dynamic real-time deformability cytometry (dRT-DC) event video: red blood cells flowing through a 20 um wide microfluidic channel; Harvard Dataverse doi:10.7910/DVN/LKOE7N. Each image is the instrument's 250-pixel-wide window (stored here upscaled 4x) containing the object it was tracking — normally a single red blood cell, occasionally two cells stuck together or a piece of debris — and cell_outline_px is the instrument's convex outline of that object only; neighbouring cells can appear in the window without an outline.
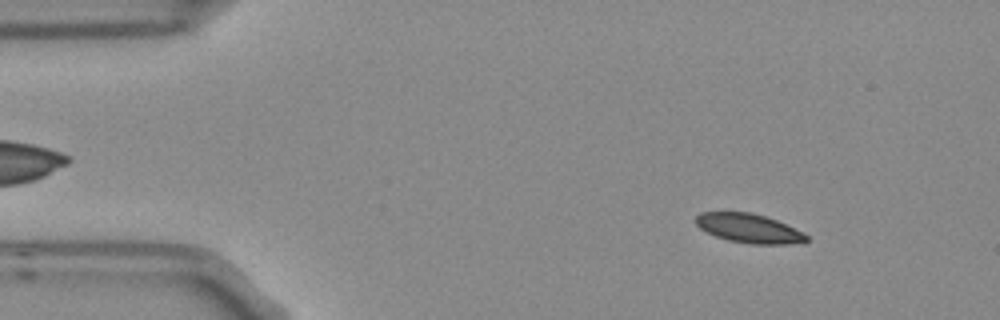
{"species": "Egyptian fruit bat (a non-hibernating species)", "species_latin": "Rousettus aegyptiacus", "temperature_condition": "room temperature", "stored_images_in_passage": 3, "camera_frame_rate_fps": 3000, "um_per_image_px": 0.085, "frame": {"image": 1, "passage_image": 1, "time_ms": 0.0, "image_size_px": [1000, 320], "cell_outline_px": [[808, 240], [804, 244], [752, 244], [728, 240], [716, 236], [700, 228], [696, 224], [696, 216], [700, 212], [752, 212], [776, 220], [804, 232], [808, 236]], "centroid_in_image_um": [63.71, 19.41], "position_along_channel_um": 21.3, "area_um2": 18.84}}